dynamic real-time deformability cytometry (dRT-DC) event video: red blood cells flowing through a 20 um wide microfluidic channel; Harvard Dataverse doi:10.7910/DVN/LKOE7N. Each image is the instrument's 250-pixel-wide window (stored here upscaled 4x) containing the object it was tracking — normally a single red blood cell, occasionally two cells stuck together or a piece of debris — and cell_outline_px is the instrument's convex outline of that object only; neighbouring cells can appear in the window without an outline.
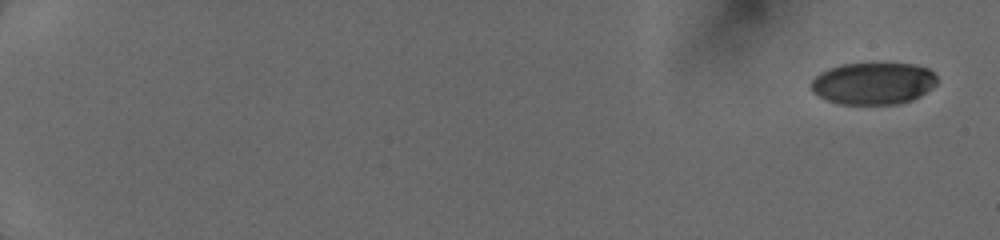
{"species": "human", "species_latin": "Homo sapiens", "temperature_condition": "cold", "stored_images_in_passage": 44, "camera_frame_rate_fps": 3000, "um_per_image_px": 0.085, "donor": {"sex": "female"}, "frame": {"image": 1, "passage_image": 1, "time_ms": 0.0, "image_size_px": [1000, 240], "cell_outline_px": [[936, 84], [932, 88], [920, 96], [912, 100], [900, 104], [840, 104], [824, 100], [812, 92], [812, 80], [820, 72], [828, 68], [840, 64], [912, 64], [928, 68], [936, 76]], "centroid_in_image_um": [74.21, 7.1], "position_along_channel_um": 10.8, "area_um2": 30.92}}
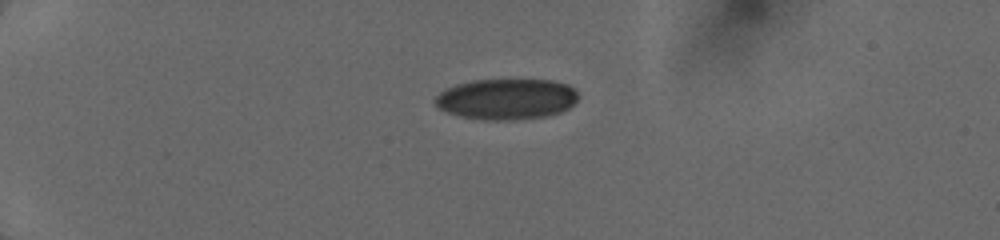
{"frame": {"image": 2, "passage_image": 34, "time_ms": 4.333, "image_size_px": [1000, 240], "cell_outline_px": [[576, 100], [568, 108], [560, 112], [548, 116], [512, 120], [480, 120], [460, 116], [448, 112], [440, 108], [432, 100], [444, 88], [456, 84], [472, 80], [552, 80], [568, 84], [576, 92]], "centroid_in_image_um": [43.01, 8.42], "position_along_channel_um": 42.0, "area_um2": 34.1}}